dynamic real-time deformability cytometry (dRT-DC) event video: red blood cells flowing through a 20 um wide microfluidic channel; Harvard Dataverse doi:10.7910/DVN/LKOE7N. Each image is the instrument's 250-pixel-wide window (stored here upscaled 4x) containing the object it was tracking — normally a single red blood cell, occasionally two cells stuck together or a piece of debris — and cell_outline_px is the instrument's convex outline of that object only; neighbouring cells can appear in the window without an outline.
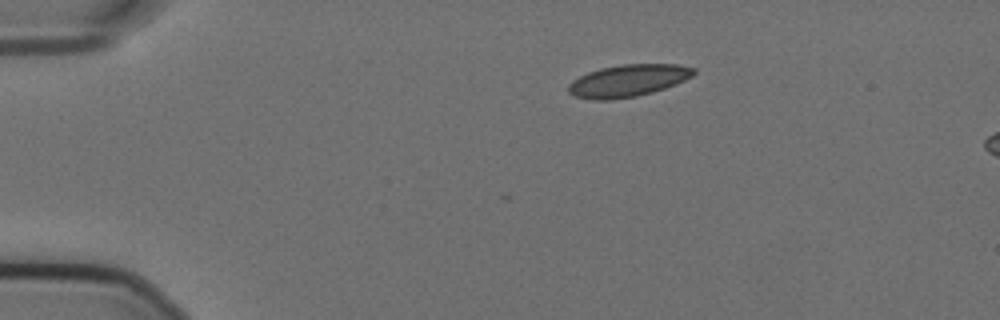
{"species": "Egyptian fruit bat (a non-hibernating species)", "species_latin": "Rousettus aegyptiacus", "temperature_condition": "cold", "stored_images_in_passage": 47, "camera_frame_rate_fps": 3000, "um_per_image_px": 0.085, "animal": {"sex": "female"}, "frame": {"image": 1, "passage_image": 1, "time_ms": 0.0, "image_size_px": [1000, 320], "cell_outline_px": [[696, 72], [692, 76], [676, 84], [652, 92], [636, 96], [612, 100], [592, 100], [572, 96], [568, 92], [568, 84], [572, 80], [588, 72], [600, 68], [620, 64], [676, 64], [696, 68]], "centroid_in_image_um": [53.35, 6.86], "position_along_channel_um": 31.6, "area_um2": 23.64}}
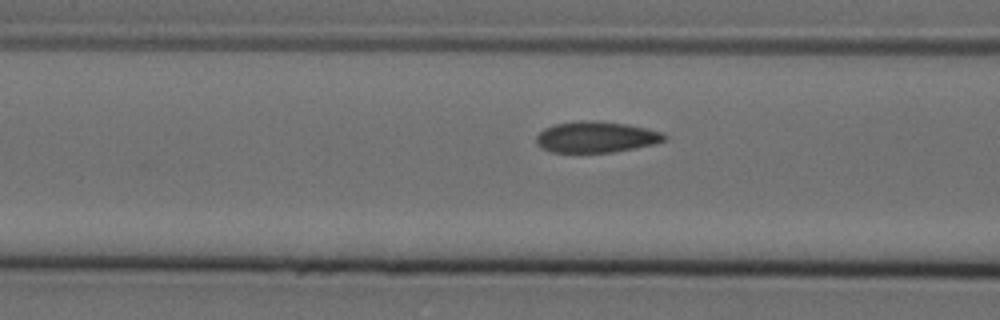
{"frame": {"image": 2, "passage_image": 13, "time_ms": 4.0, "image_size_px": [1000, 320], "cell_outline_px": [[668, 140], [656, 144], [612, 152], [552, 152], [540, 148], [536, 144], [536, 136], [544, 128], [556, 124], [580, 120], [588, 120], [628, 124], [664, 132], [668, 136]], "centroid_in_image_um": [50.7, 11.65], "position_along_channel_um": 115.9, "area_um2": 23.41}}
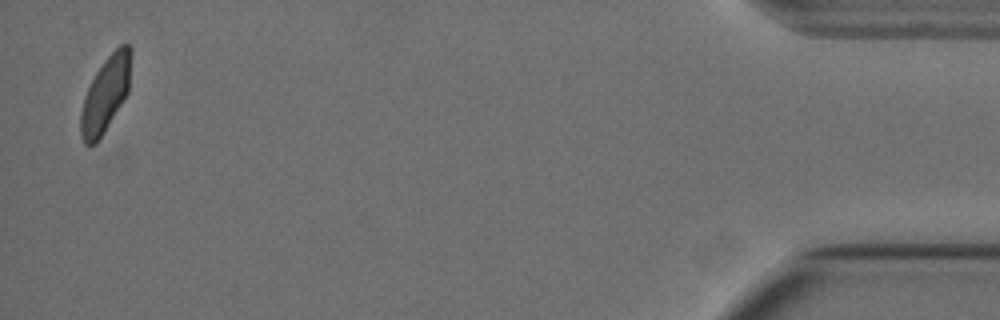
{"frame": {"image": 3, "passage_image": 46, "time_ms": 15.0, "image_size_px": [1000, 320], "cell_outline_px": [[132, 48], [128, 92], [104, 132], [96, 144], [88, 148], [84, 144], [80, 136], [80, 112], [84, 96], [96, 72], [104, 60], [120, 44], [128, 44]], "centroid_in_image_um": [8.95, 8.05], "position_along_channel_um": 426.3, "area_um2": 22.14}}